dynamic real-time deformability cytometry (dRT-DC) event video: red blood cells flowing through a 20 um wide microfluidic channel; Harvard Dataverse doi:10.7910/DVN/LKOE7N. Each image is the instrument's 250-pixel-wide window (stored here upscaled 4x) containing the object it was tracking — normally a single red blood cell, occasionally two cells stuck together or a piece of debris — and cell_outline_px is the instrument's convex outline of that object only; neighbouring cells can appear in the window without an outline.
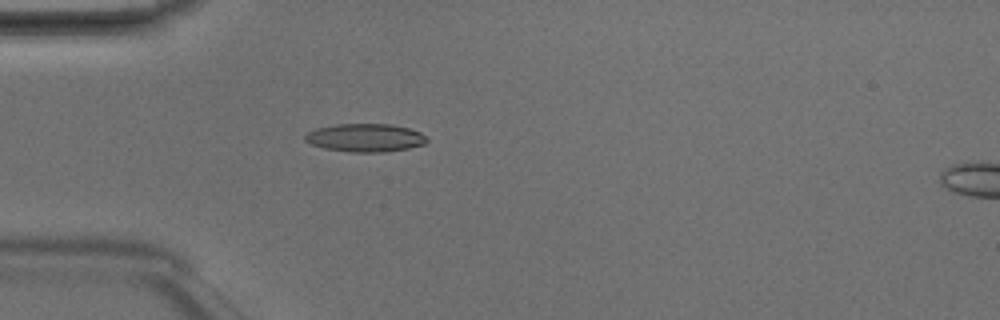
{"species": "Egyptian fruit bat (a non-hibernating species)", "species_latin": "Rousettus aegyptiacus", "temperature_condition": "room temperature", "stored_images_in_passage": 4, "camera_frame_rate_fps": 3000, "um_per_image_px": 0.085, "animal": {"sex": "male"}, "frame": {"image": 1, "passage_image": 3, "time_ms": 0.667, "image_size_px": [1000, 320], "cell_outline_px": [[428, 140], [424, 144], [408, 148], [384, 152], [348, 152], [324, 148], [312, 144], [304, 140], [304, 136], [308, 132], [316, 128], [336, 124], [388, 124], [408, 128], [420, 132]], "centroid_in_image_um": [31.02, 11.71], "position_along_channel_um": 54.0, "area_um2": 19.88}}